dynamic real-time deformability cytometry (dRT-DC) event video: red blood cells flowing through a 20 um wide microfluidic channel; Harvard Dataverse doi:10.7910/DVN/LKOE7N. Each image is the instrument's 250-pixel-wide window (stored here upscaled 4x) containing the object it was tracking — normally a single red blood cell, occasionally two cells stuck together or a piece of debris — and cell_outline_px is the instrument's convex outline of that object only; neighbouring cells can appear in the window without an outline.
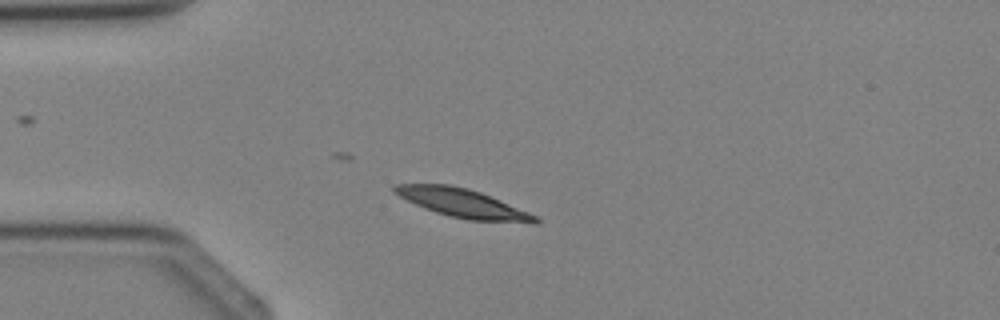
{"species": "Egyptian fruit bat (a non-hibernating species)", "species_latin": "Rousettus aegyptiacus", "temperature_condition": "cold", "stored_images_in_passage": 1, "camera_frame_rate_fps": 3000, "um_per_image_px": 0.085, "animal": {"sex": "female"}, "frame": {"image": 1, "passage_image": 1, "time_ms": 0.0, "image_size_px": [1000, 320], "cell_outline_px": [[540, 220], [536, 224], [532, 224], [468, 220], [448, 216], [424, 208], [392, 192], [392, 184], [448, 184], [468, 188], [480, 192], [528, 212], [536, 216]], "centroid_in_image_um": [39.34, 17.29], "position_along_channel_um": 45.7, "area_um2": 23.52}}